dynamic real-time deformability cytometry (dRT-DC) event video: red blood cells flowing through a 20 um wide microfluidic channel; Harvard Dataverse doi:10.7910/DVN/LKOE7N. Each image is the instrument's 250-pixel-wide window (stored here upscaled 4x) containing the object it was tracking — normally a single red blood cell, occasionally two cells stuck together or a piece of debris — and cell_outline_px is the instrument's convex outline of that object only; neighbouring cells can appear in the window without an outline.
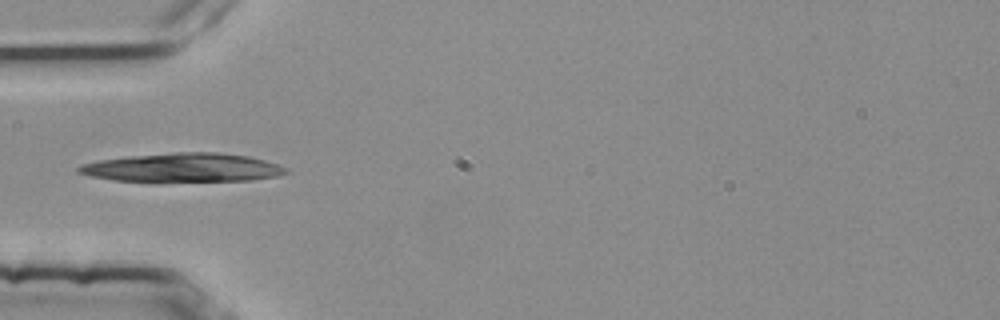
{"species": "common noctule bat (a hibernating species)", "species_latin": "Nyctalus noctula", "temperature_condition": "room temperature", "stored_images_in_passage": 3, "camera_frame_rate_fps": 3000, "um_per_image_px": 0.085, "animal": {"sex": "female", "body_mass_g": 25.1}, "frame": {"image": 1, "passage_image": 3, "time_ms": 0.667, "image_size_px": [1000, 320], "cell_outline_px": [[288, 172], [276, 176], [252, 180], [112, 180], [92, 176], [76, 172], [76, 168], [80, 164], [100, 160], [128, 156], [176, 152], [216, 152], [248, 156], [264, 160], [288, 168]], "centroid_in_image_um": [15.52, 14.22], "position_along_channel_um": 69.5, "area_um2": 34.04}}